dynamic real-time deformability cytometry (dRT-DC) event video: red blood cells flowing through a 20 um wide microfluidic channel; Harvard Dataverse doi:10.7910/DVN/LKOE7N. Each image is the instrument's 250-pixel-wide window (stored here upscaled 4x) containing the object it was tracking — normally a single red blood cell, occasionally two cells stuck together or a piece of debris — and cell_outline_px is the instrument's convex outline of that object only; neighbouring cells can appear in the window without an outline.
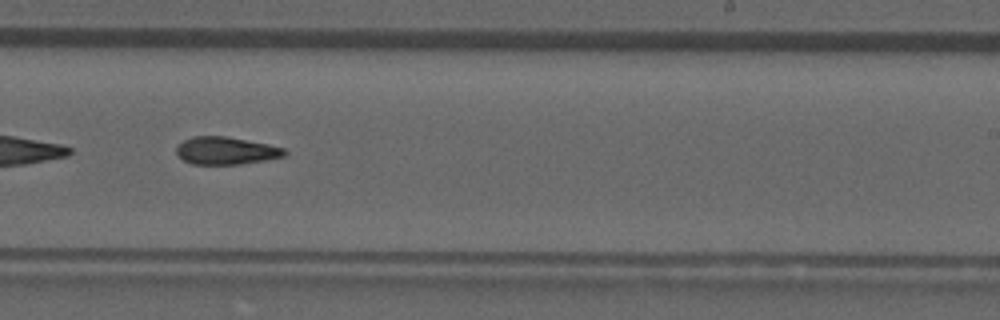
{"species": "common noctule bat (a hibernating species)", "species_latin": "Nyctalus noctula", "temperature_condition": "room temperature", "stored_images_in_passage": 41, "camera_frame_rate_fps": 3000, "um_per_image_px": 0.085, "animal": {"sex": "male", "forearm_length_mm": 52.5}, "frame": {"image": 1, "passage_image": 24, "time_ms": 7.667, "image_size_px": [1000, 320], "cell_outline_px": [[288, 152], [284, 156], [264, 160], [240, 164], [192, 164], [184, 160], [176, 152], [176, 148], [184, 140], [192, 136], [224, 136], [268, 144], [284, 148]], "centroid_in_image_um": [19.21, 12.81], "position_along_channel_um": 269.8, "area_um2": 17.17}}